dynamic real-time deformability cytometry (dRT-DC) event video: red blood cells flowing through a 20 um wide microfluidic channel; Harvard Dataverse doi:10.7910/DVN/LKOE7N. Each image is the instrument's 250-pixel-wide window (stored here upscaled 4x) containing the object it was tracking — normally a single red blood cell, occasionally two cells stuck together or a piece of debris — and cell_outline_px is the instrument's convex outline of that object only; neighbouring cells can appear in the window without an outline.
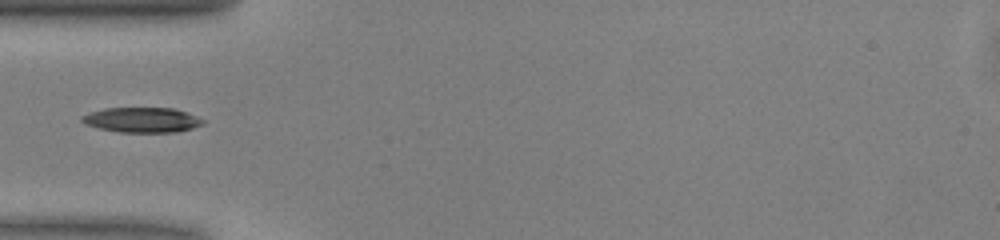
{"species": "common noctule bat (a hibernating species)", "species_latin": "Nyctalus noctula", "temperature_condition": "warm", "stored_images_in_passage": 21, "camera_frame_rate_fps": 3000, "um_per_image_px": 0.085, "animal": {"sex": "male", "body_mass_g": 13.0, "forearm_length_mm": 53.1}, "frame": {"image": 1, "passage_image": 1, "time_ms": 0.0, "image_size_px": [1000, 240], "cell_outline_px": [[204, 124], [192, 128], [176, 132], [120, 132], [100, 128], [84, 124], [80, 120], [80, 116], [104, 108], [172, 108], [188, 112], [204, 120]], "centroid_in_image_um": [12.07, 10.19], "position_along_channel_um": 72.9, "area_um2": 17.63}}